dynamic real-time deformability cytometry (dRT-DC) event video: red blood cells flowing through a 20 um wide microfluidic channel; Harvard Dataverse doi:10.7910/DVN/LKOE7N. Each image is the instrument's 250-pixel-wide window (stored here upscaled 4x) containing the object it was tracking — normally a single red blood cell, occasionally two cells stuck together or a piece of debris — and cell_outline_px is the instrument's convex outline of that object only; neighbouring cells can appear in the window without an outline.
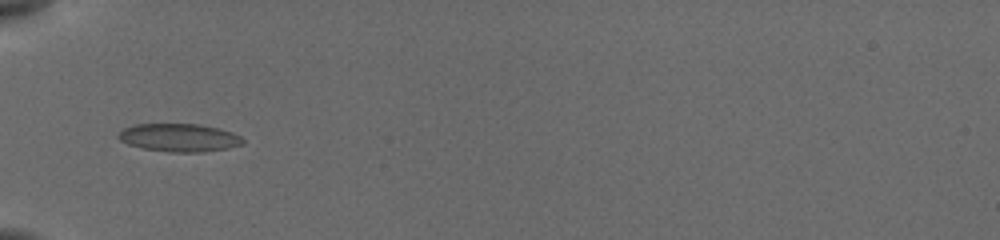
{"species": "common noctule bat (a hibernating species)", "species_latin": "Nyctalus noctula", "temperature_condition": "cold", "stored_images_in_passage": 10, "camera_frame_rate_fps": 3000, "um_per_image_px": 0.085, "animal": {"sex": "female", "body_mass_g": 19.5, "forearm_length_mm": 54.1}, "frame": {"image": 1, "passage_image": 1, "time_ms": 0.0, "image_size_px": [1000, 240], "cell_outline_px": [[244, 144], [228, 148], [200, 152], [172, 152], [144, 148], [128, 144], [120, 140], [116, 136], [124, 128], [136, 124], [200, 124], [232, 132], [240, 136], [244, 140]], "centroid_in_image_um": [15.24, 11.7], "position_along_channel_um": 69.8, "area_um2": 20.17}}
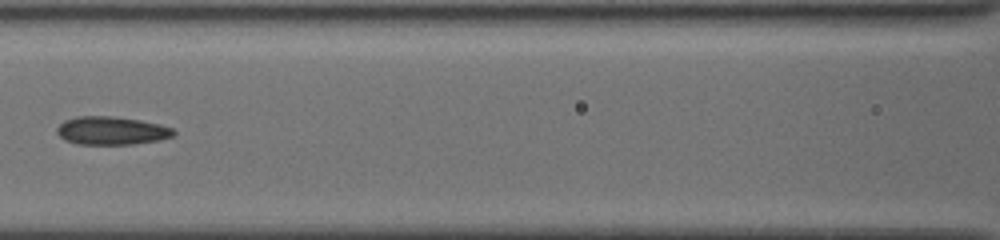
{"frame": {"image": 2, "passage_image": 6, "time_ms": 2.333, "image_size_px": [1000, 240], "cell_outline_px": [[176, 132], [172, 136], [160, 140], [132, 144], [76, 144], [64, 140], [56, 132], [56, 128], [64, 120], [76, 116], [112, 116], [140, 120], [160, 124], [172, 128]], "centroid_in_image_um": [9.45, 11.1], "position_along_channel_um": 157.1, "area_um2": 19.25}}
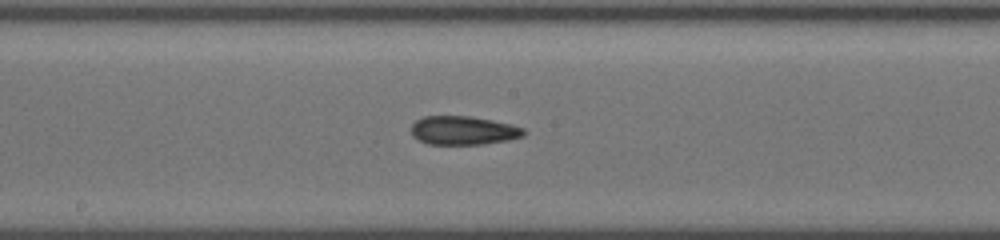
{"frame": {"image": 3, "passage_image": 9, "time_ms": 3.667, "image_size_px": [1000, 240], "cell_outline_px": [[528, 132], [524, 136], [508, 140], [484, 144], [428, 144], [412, 136], [412, 124], [416, 120], [424, 116], [472, 116], [512, 124], [524, 128]], "centroid_in_image_um": [39.43, 11.08], "position_along_channel_um": 208.8, "area_um2": 18.96}}